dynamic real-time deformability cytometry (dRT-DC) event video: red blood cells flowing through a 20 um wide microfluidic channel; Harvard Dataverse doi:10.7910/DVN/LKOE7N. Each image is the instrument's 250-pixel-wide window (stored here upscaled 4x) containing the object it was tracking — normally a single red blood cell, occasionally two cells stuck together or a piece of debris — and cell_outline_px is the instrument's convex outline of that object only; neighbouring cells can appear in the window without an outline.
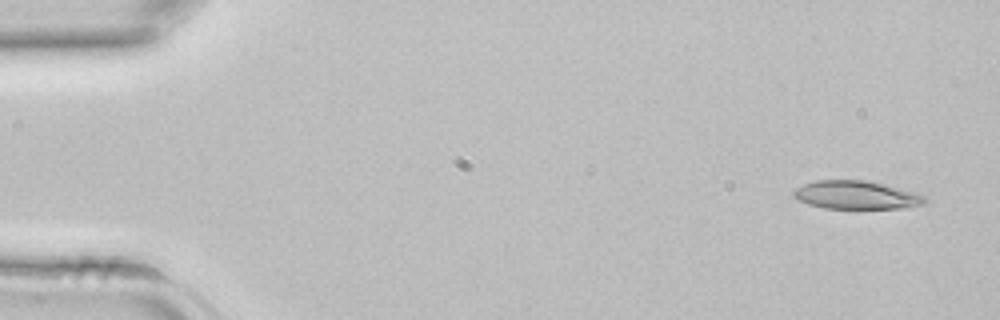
{"species": "common noctule bat (a hibernating species)", "species_latin": "Nyctalus noctula", "temperature_condition": "room temperature", "stored_images_in_passage": 42, "camera_frame_rate_fps": 3000, "um_per_image_px": 0.085, "animal": {"sex": "female", "body_mass_g": 22.7, "forearm_length_mm": 54.2}, "frame": {"image": 1, "passage_image": 2, "time_ms": 0.333, "image_size_px": [1000, 320], "cell_outline_px": [[924, 204], [904, 208], [824, 208], [808, 204], [796, 200], [792, 196], [792, 192], [796, 188], [804, 184], [816, 180], [868, 180], [916, 192], [924, 196]], "centroid_in_image_um": [72.74, 16.57], "position_along_channel_um": 12.3, "area_um2": 21.68}}
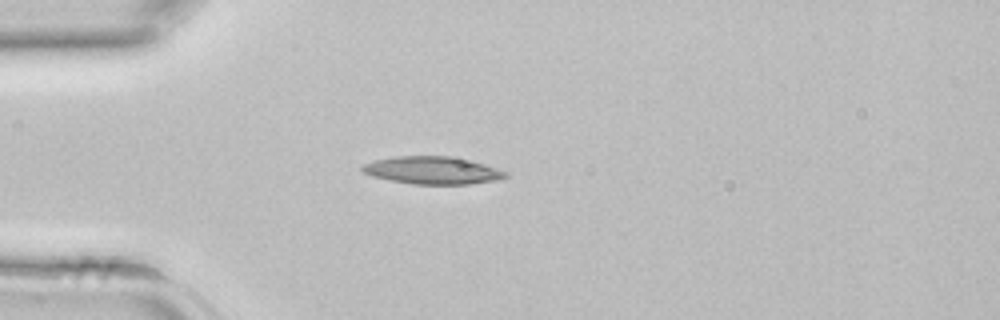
{"frame": {"image": 2, "passage_image": 11, "time_ms": 3.333, "image_size_px": [1000, 320], "cell_outline_px": [[512, 172], [508, 176], [500, 180], [468, 184], [412, 184], [388, 180], [372, 176], [364, 172], [360, 168], [360, 164], [372, 160], [396, 156], [452, 156], [472, 160]], "centroid_in_image_um": [36.8, 14.47], "position_along_channel_um": 48.2, "area_um2": 23.58}}
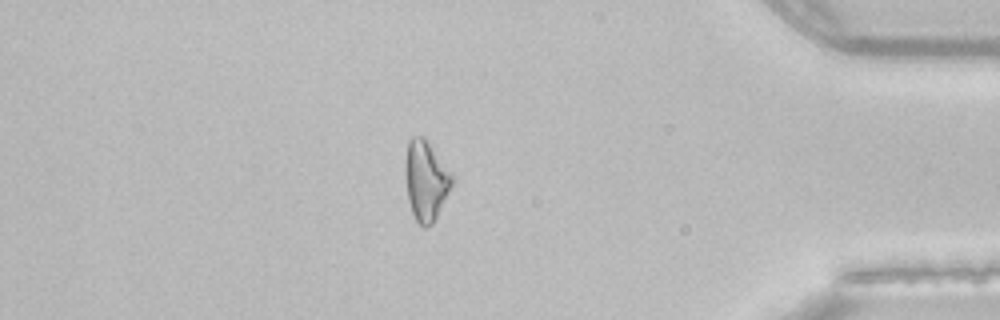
{"frame": {"image": 3, "passage_image": 36, "time_ms": 11.667, "image_size_px": [1000, 320], "cell_outline_px": [[452, 184], [432, 224], [424, 228], [416, 220], [412, 212], [408, 200], [404, 176], [404, 160], [408, 140], [412, 136], [424, 136], [452, 176]], "centroid_in_image_um": [36.13, 15.32], "position_along_channel_um": 399.1, "area_um2": 21.44}}